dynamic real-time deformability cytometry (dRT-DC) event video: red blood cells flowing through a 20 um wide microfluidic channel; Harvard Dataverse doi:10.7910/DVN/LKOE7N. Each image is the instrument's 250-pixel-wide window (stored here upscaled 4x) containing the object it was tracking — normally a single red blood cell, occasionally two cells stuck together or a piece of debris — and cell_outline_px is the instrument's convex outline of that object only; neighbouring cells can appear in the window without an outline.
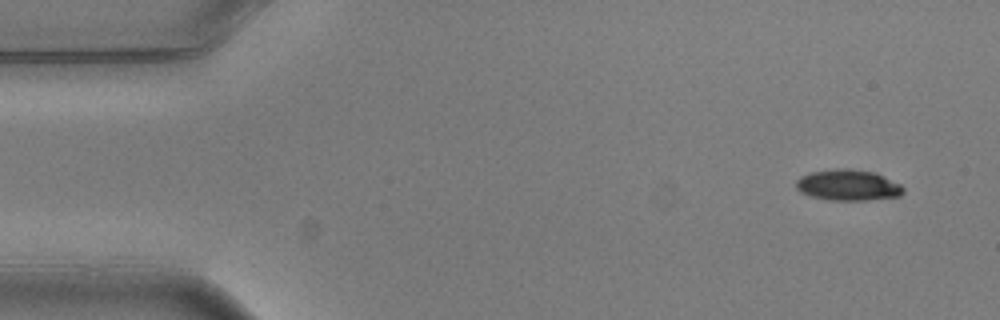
{"species": "common noctule bat (a hibernating species)", "species_latin": "Nyctalus noctula", "temperature_condition": "warm", "stored_images_in_passage": 5, "camera_frame_rate_fps": 3000, "um_per_image_px": 0.085, "animal": {"sex": "male", "body_mass_g": 20.5, "forearm_length_mm": 52.5}, "frame": {"image": 1, "passage_image": 1, "time_ms": 0.0, "image_size_px": [1000, 320], "cell_outline_px": [[904, 192], [900, 196], [868, 200], [828, 200], [808, 196], [800, 192], [796, 188], [796, 180], [800, 176], [812, 172], [836, 168], [848, 168], [876, 172], [900, 184], [904, 188]], "centroid_in_image_um": [72.07, 15.73], "position_along_channel_um": 12.9, "area_um2": 19.59}}
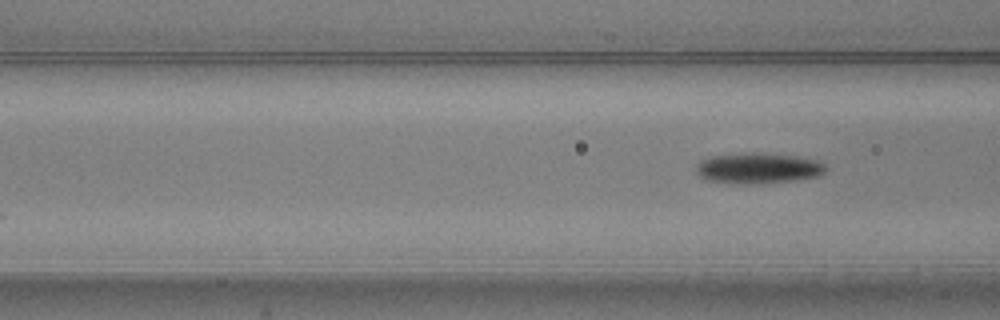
{"frame": {"image": 2, "passage_image": 5, "time_ms": 1.333, "image_size_px": [1000, 320], "cell_outline_px": [[828, 168], [820, 176], [792, 180], [752, 184], [732, 184], [708, 180], [700, 176], [696, 172], [696, 164], [700, 160], [712, 156], [752, 152], [792, 156], [816, 160], [824, 164]], "centroid_in_image_um": [64.41, 14.3], "position_along_channel_um": 102.2, "area_um2": 23.06}}